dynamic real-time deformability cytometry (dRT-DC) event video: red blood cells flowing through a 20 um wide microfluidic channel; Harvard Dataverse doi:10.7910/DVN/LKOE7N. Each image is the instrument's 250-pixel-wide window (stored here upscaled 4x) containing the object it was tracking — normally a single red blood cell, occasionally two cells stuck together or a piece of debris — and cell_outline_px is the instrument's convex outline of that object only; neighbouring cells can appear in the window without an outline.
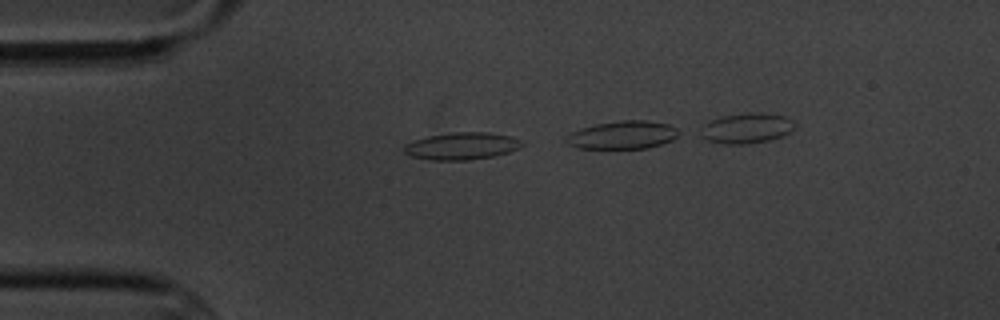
{"species": "common noctule bat (a hibernating species)", "species_latin": "Nyctalus noctula", "temperature_condition": "cold", "stored_images_in_passage": 6, "camera_frame_rate_fps": 3000, "um_per_image_px": 0.085, "animal": {"sex": "male", "body_mass_g": 20.1, "forearm_length_mm": 53.5}, "frame": {"image": 1, "passage_image": 3, "time_ms": 2.333, "image_size_px": [1000, 320], "cell_outline_px": [[524, 144], [520, 148], [508, 152], [492, 156], [468, 160], [432, 160], [412, 156], [404, 152], [404, 144], [412, 140], [428, 136], [452, 132], [488, 132], [508, 136], [524, 140]], "centroid_in_image_um": [39.25, 12.4], "position_along_channel_um": 45.7, "area_um2": 18.73}}
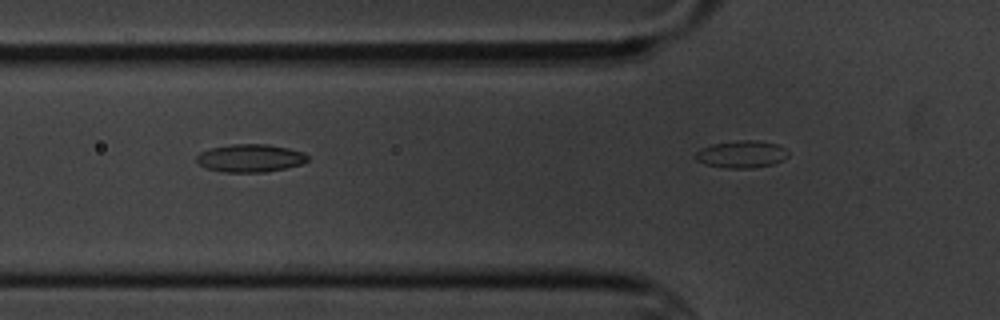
{"frame": {"image": 2, "passage_image": 5, "time_ms": 5.667, "image_size_px": [1000, 320], "cell_outline_px": [[308, 160], [300, 164], [284, 168], [264, 172], [224, 172], [208, 168], [200, 164], [196, 160], [196, 156], [200, 152], [212, 148], [232, 144], [268, 144], [288, 148], [304, 152], [308, 156]], "centroid_in_image_um": [21.28, 13.43], "position_along_channel_um": 104.5, "area_um2": 17.86}}